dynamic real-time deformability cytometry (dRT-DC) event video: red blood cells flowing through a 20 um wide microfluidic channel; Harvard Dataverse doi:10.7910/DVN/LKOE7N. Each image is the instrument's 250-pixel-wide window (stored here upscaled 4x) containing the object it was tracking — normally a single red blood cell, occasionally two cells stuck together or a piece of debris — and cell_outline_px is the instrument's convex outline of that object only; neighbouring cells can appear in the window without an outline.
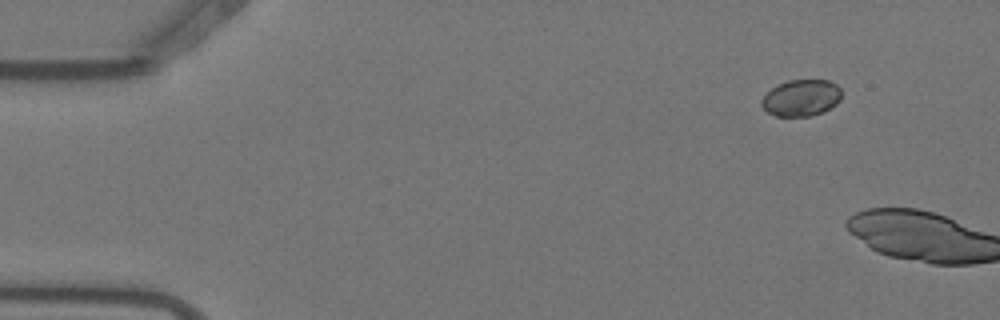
{"species": "Egyptian fruit bat (a non-hibernating species)", "species_latin": "Rousettus aegyptiacus", "temperature_condition": "warm", "stored_images_in_passage": 6, "camera_frame_rate_fps": 3000, "um_per_image_px": 0.085, "animal": {"sex": "female"}, "frame": {"image": 1, "passage_image": 2, "time_ms": 0.333, "image_size_px": [1000, 320], "cell_outline_px": [[840, 100], [836, 104], [824, 112], [812, 116], [776, 116], [768, 112], [760, 104], [760, 100], [772, 88], [788, 80], [828, 80], [836, 84], [840, 88]], "centroid_in_image_um": [68.11, 8.33], "position_along_channel_um": 16.9, "area_um2": 16.99}}